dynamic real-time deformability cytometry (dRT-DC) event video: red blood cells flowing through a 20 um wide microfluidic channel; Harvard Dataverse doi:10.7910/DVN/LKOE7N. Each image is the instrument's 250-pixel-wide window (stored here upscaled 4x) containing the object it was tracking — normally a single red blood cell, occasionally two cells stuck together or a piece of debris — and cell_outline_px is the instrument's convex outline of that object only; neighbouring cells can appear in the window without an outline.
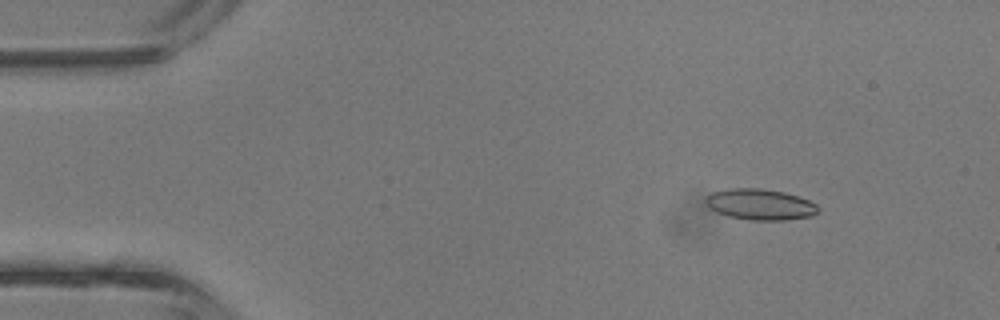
{"species": "common noctule bat (a hibernating species)", "species_latin": "Nyctalus noctula", "temperature_condition": "room temperature", "stored_images_in_passage": 41, "camera_frame_rate_fps": 3000, "um_per_image_px": 0.085, "animal": {"sex": "male", "body_mass_g": 13.3}, "frame": {"image": 1, "passage_image": 5, "time_ms": 1.333, "image_size_px": [1000, 320], "cell_outline_px": [[820, 208], [812, 216], [784, 220], [752, 220], [728, 216], [716, 212], [704, 200], [712, 192], [728, 188], [760, 188], [784, 192], [808, 200], [816, 204]], "centroid_in_image_um": [64.62, 17.37], "position_along_channel_um": 20.4, "area_um2": 20.11}}
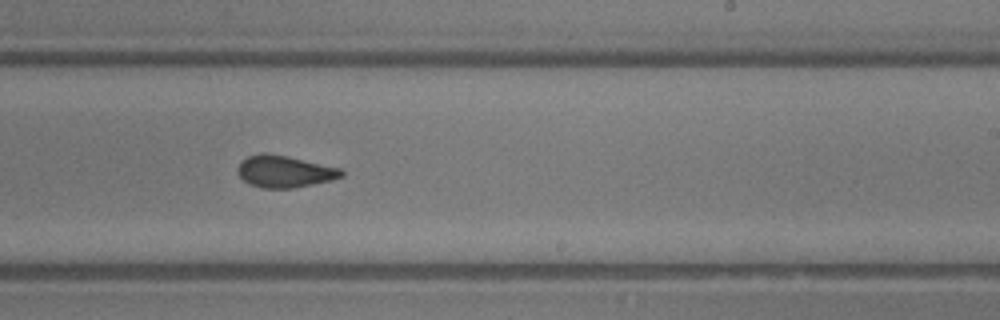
{"frame": {"image": 2, "passage_image": 25, "time_ms": 8.0, "image_size_px": [1000, 320], "cell_outline_px": [[344, 176], [332, 180], [292, 188], [264, 188], [248, 184], [236, 172], [236, 168], [240, 160], [248, 156], [260, 152], [264, 152], [288, 156], [340, 168], [344, 172]], "centroid_in_image_um": [24.14, 14.56], "position_along_channel_um": 264.9, "area_um2": 19.48}}
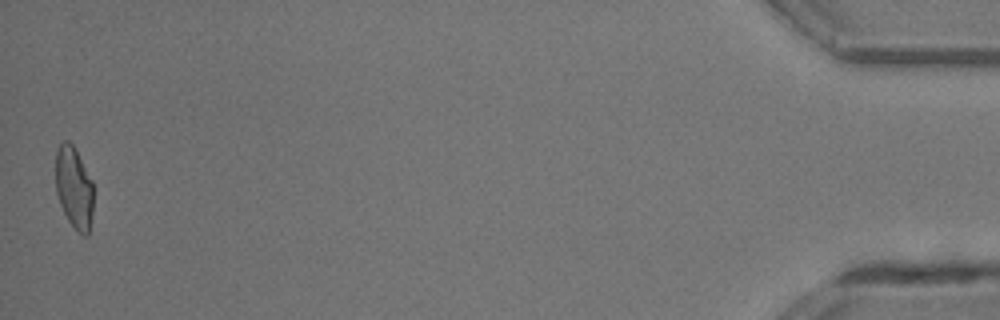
{"frame": {"image": 3, "passage_image": 41, "time_ms": 13.333, "image_size_px": [1000, 320], "cell_outline_px": [[92, 216], [88, 236], [84, 236], [68, 220], [60, 204], [56, 192], [56, 152], [60, 144], [64, 140], [68, 140], [72, 144], [92, 180]], "centroid_in_image_um": [6.28, 15.95], "position_along_channel_um": 428.9, "area_um2": 17.74}, "authors_computed_cell_mechanics": {"area_um2": 19.3052, "velocity_mm_per_s": 4.9415, "shape_relaxation_time_tau1_ms": 6.1321, "shape_relaxation_time_tau2_ms": 1.2237, "deformation_change_tau1": 0.1585, "deformation_change_tau2": 0.0685}}